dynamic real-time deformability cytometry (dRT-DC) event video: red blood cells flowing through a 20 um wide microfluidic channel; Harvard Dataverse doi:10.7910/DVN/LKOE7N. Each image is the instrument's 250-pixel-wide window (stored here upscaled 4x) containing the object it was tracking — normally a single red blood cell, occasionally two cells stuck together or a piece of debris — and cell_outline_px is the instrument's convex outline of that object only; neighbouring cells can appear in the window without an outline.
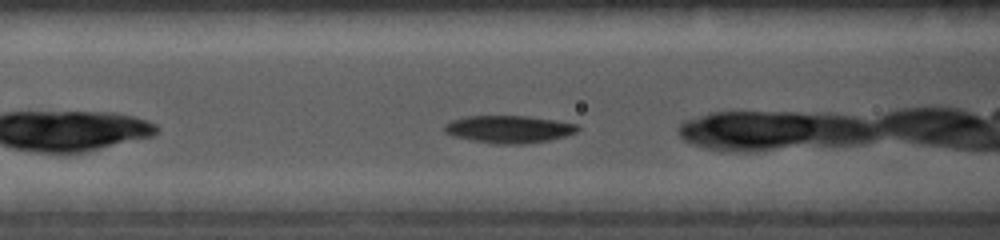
{"species": "common noctule bat (a hibernating species)", "species_latin": "Nyctalus noctula", "temperature_condition": "cold", "stored_images_in_passage": 13, "camera_frame_rate_fps": 5000, "um_per_image_px": 0.085, "animal": {"sex": "female", "body_mass_g": 19.0, "forearm_length_mm": 56.7}, "frame": {"image": 1, "passage_image": 3, "time_ms": 1.0, "image_size_px": [1000, 240], "cell_outline_px": [[580, 128], [576, 132], [564, 136], [548, 140], [524, 144], [496, 144], [468, 140], [452, 136], [444, 132], [444, 124], [452, 120], [464, 116], [528, 116], [556, 120], [576, 124]], "centroid_in_image_um": [43.21, 10.98], "position_along_channel_um": 123.4, "area_um2": 21.44}}
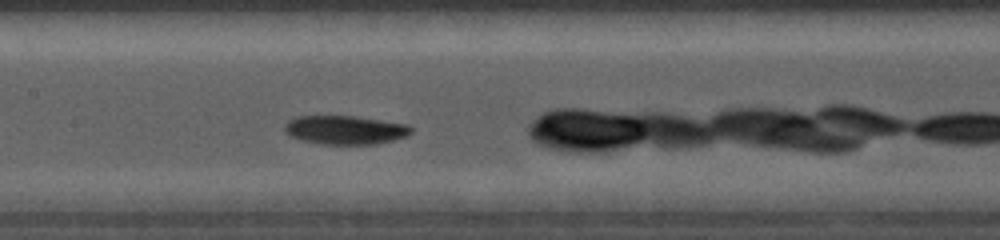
{"frame": {"image": 2, "passage_image": 6, "time_ms": 2.2, "image_size_px": [1000, 240], "cell_outline_px": [[412, 132], [408, 136], [376, 144], [320, 144], [300, 140], [288, 136], [284, 132], [284, 124], [288, 120], [296, 116], [352, 116], [408, 124], [412, 128]], "centroid_in_image_um": [29.29, 11.05], "position_along_channel_um": 178.1, "area_um2": 21.39}}
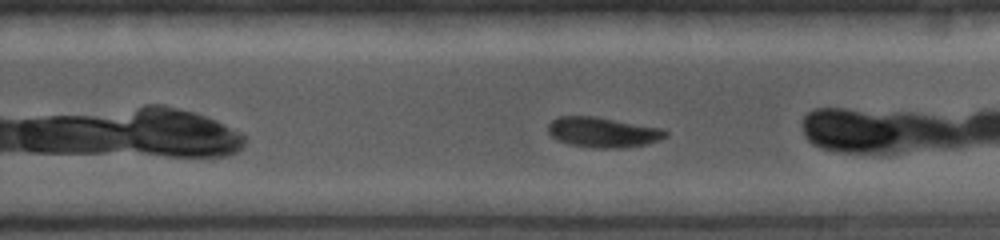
{"frame": {"image": 3, "passage_image": 11, "time_ms": 4.4, "image_size_px": [1000, 240], "cell_outline_px": [[668, 136], [660, 140], [644, 144], [620, 148], [596, 148], [568, 144], [556, 140], [548, 132], [548, 124], [552, 120], [560, 116], [596, 116], [664, 128], [668, 132]], "centroid_in_image_um": [51.26, 11.23], "position_along_channel_um": 278.5, "area_um2": 20.87}}